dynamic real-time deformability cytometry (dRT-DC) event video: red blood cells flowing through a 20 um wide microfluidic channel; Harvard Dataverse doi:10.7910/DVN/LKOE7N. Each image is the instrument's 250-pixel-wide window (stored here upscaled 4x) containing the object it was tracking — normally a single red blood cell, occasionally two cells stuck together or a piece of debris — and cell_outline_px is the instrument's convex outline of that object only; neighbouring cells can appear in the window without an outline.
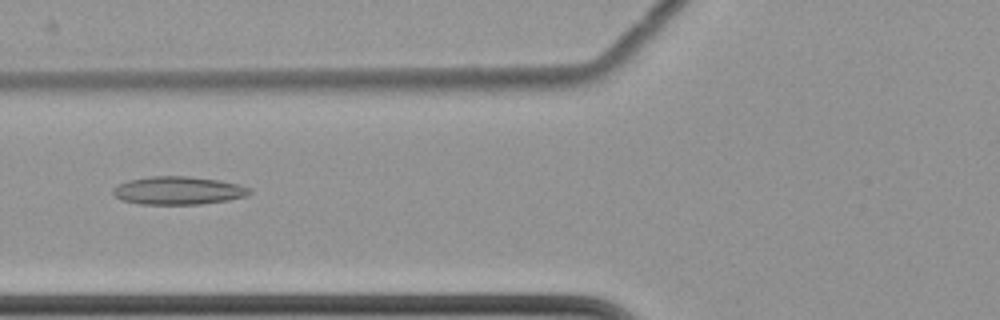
{"species": "common noctule bat (a hibernating species)", "species_latin": "Nyctalus noctula", "temperature_condition": "cold", "stored_images_in_passage": 7, "camera_frame_rate_fps": 3000, "um_per_image_px": 0.085, "animal": {"sex": "female", "body_mass_g": 22.7, "forearm_length_mm": 54.2}, "frame": {"image": 1, "passage_image": 4, "time_ms": 3.667, "image_size_px": [1000, 320], "cell_outline_px": [[252, 192], [248, 196], [228, 200], [200, 204], [140, 204], [120, 200], [112, 192], [112, 188], [116, 184], [128, 180], [152, 176], [188, 176], [220, 180], [240, 184], [252, 188]], "centroid_in_image_um": [15.17, 16.19], "position_along_channel_um": 110.6, "area_um2": 22.66}}
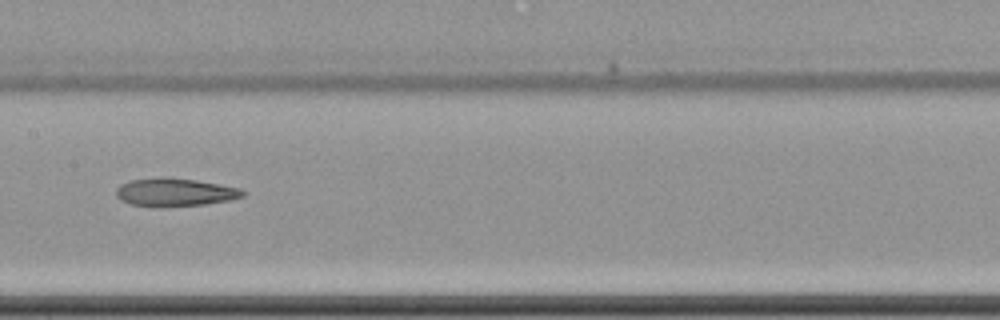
{"frame": {"image": 2, "passage_image": 6, "time_ms": 6.0, "image_size_px": [1000, 320], "cell_outline_px": [[248, 192], [244, 196], [228, 200], [204, 204], [160, 208], [152, 208], [132, 204], [120, 200], [116, 196], [116, 188], [120, 184], [128, 180], [164, 176], [196, 180], [220, 184], [240, 188]], "centroid_in_image_um": [14.83, 16.34], "position_along_channel_um": 192.6, "area_um2": 21.27}}
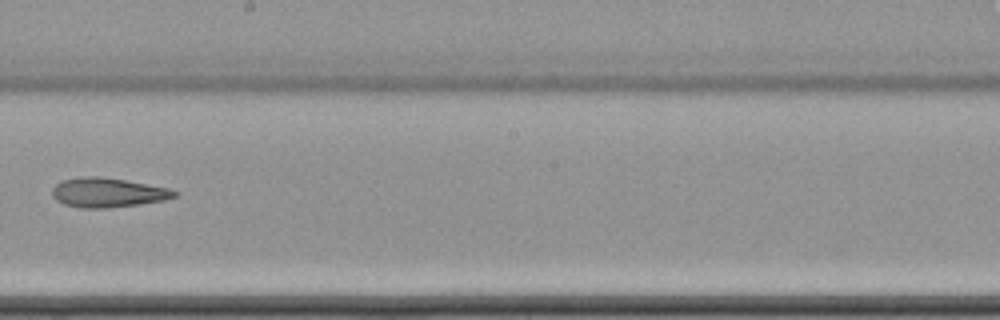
{"frame": {"image": 3, "passage_image": 7, "time_ms": 7.333, "image_size_px": [1000, 320], "cell_outline_px": [[180, 192], [176, 196], [164, 200], [140, 204], [108, 208], [80, 208], [64, 204], [56, 200], [52, 196], [52, 188], [60, 180], [84, 176], [100, 176], [124, 180], [168, 188]], "centroid_in_image_um": [9.13, 16.37], "position_along_channel_um": 239.1, "area_um2": 21.04}}